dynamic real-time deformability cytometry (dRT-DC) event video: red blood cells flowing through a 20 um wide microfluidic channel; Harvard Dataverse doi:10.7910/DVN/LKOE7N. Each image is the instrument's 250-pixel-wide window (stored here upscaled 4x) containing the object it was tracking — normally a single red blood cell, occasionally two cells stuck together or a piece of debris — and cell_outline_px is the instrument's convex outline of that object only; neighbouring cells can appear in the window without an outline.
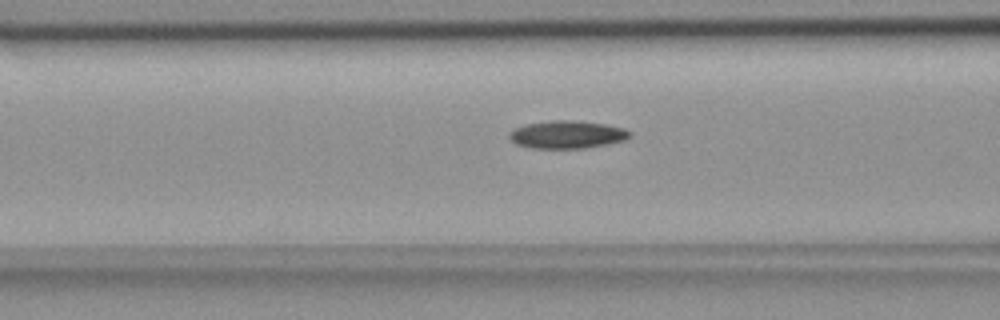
{"species": "common noctule bat (a hibernating species)", "species_latin": "Nyctalus noctula", "temperature_condition": "room temperature", "stored_images_in_passage": 45, "camera_frame_rate_fps": 3000, "um_per_image_px": 0.085, "animal": {"sex": "female", "body_mass_g": 18.4}, "frame": {"image": 1, "passage_image": 12, "time_ms": 3.667, "image_size_px": [1000, 320], "cell_outline_px": [[632, 136], [624, 140], [608, 144], [584, 148], [532, 148], [516, 144], [508, 136], [508, 132], [512, 128], [524, 124], [552, 120], [572, 120], [604, 124], [624, 128], [632, 132]], "centroid_in_image_um": [48.18, 11.43], "position_along_channel_um": 118.4, "area_um2": 19.65}}
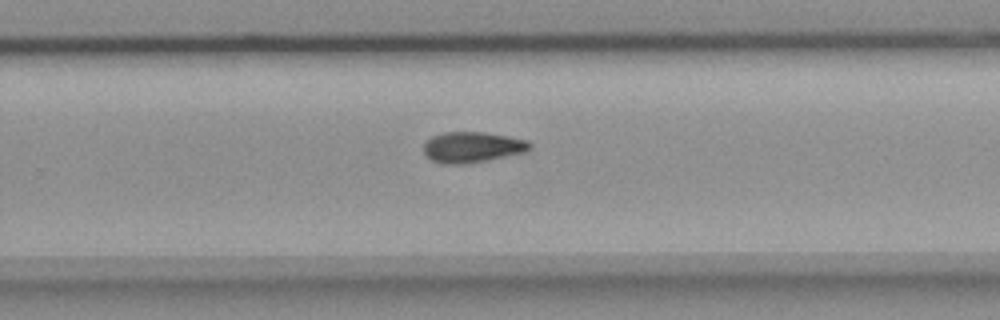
{"frame": {"image": 2, "passage_image": 26, "time_ms": 8.333, "image_size_px": [1000, 320], "cell_outline_px": [[532, 148], [524, 152], [488, 160], [468, 164], [448, 164], [432, 160], [424, 152], [424, 144], [432, 136], [444, 132], [484, 132], [508, 136], [528, 140], [532, 144]], "centroid_in_image_um": [40.18, 12.5], "position_along_channel_um": 289.6, "area_um2": 18.96}}
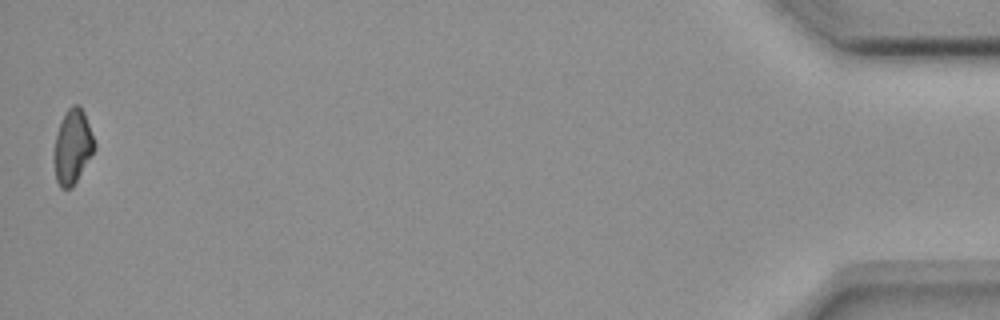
{"frame": {"image": 3, "passage_image": 45, "time_ms": 14.667, "image_size_px": [1000, 320], "cell_outline_px": [[96, 148], [72, 188], [60, 188], [56, 180], [56, 132], [64, 112], [72, 104], [80, 104], [84, 112], [96, 144]], "centroid_in_image_um": [6.2, 12.42], "position_along_channel_um": 429.0, "area_um2": 17.22}, "authors_computed_cell_mechanics": {"area_um2": 18.5538, "velocity_mm_per_s": 3.6855, "shape_relaxation_time_tau1_ms": 6.8178, "shape_relaxation_time_tau2_ms": null, "deformation_change_tau1": 0.1517, "deformation_change_tau2": null}}